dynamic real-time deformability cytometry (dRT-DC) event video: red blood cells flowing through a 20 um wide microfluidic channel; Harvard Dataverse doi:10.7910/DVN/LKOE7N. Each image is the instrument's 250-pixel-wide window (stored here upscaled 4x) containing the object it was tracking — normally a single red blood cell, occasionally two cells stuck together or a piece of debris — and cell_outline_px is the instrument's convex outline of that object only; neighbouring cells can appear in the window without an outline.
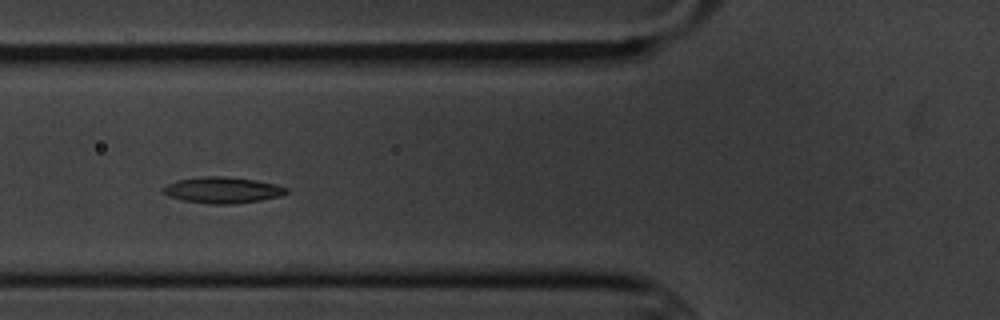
{"species": "common noctule bat (a hibernating species)", "species_latin": "Nyctalus noctula", "temperature_condition": "cold", "stored_images_in_passage": 6, "camera_frame_rate_fps": 3000, "um_per_image_px": 0.085, "animal": {"sex": "male", "body_mass_g": 20.1, "forearm_length_mm": 53.5}, "frame": {"image": 1, "passage_image": 4, "time_ms": 3.667, "image_size_px": [1000, 320], "cell_outline_px": [[288, 192], [280, 196], [260, 200], [232, 204], [208, 204], [184, 200], [168, 196], [160, 192], [160, 188], [176, 180], [204, 176], [224, 176], [256, 180], [276, 184], [288, 188]], "centroid_in_image_um": [18.88, 16.15], "position_along_channel_um": 106.9, "area_um2": 18.9}}
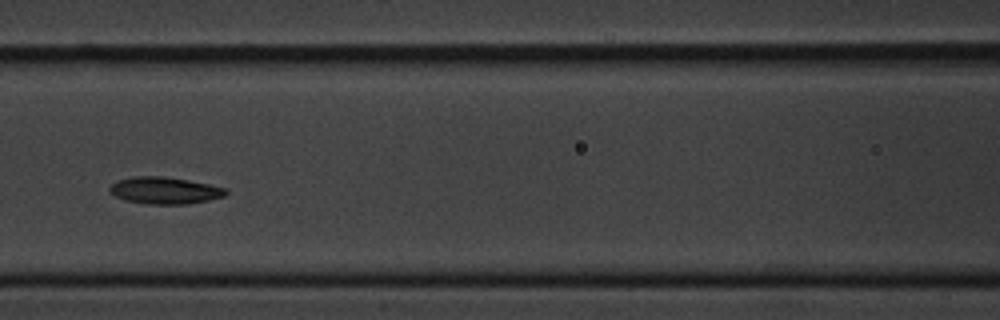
{"frame": {"image": 2, "passage_image": 5, "time_ms": 5.0, "image_size_px": [1000, 320], "cell_outline_px": [[228, 192], [224, 196], [208, 200], [188, 204], [144, 204], [124, 200], [108, 192], [108, 188], [116, 180], [132, 176], [164, 176], [188, 180], [228, 188]], "centroid_in_image_um": [13.97, 16.19], "position_along_channel_um": 152.6, "area_um2": 18.44}}
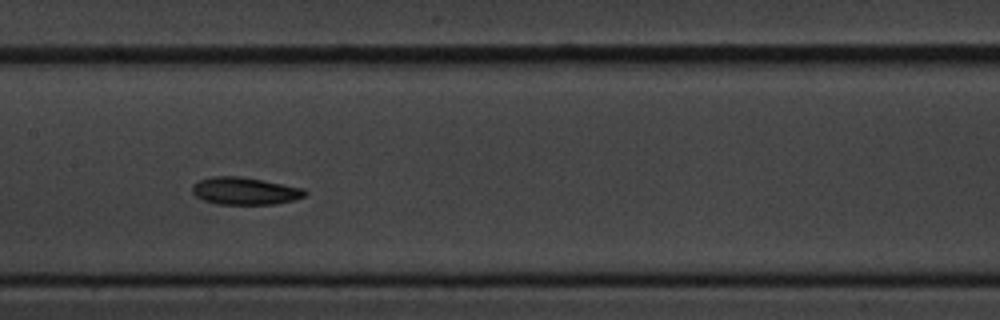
{"frame": {"image": 3, "passage_image": 6, "time_ms": 6.0, "image_size_px": [1000, 320], "cell_outline_px": [[308, 192], [304, 196], [292, 200], [276, 204], [216, 204], [204, 200], [196, 196], [192, 192], [192, 184], [200, 180], [212, 176], [240, 176], [304, 188]], "centroid_in_image_um": [20.8, 16.23], "position_along_channel_um": 186.6, "area_um2": 17.92}}